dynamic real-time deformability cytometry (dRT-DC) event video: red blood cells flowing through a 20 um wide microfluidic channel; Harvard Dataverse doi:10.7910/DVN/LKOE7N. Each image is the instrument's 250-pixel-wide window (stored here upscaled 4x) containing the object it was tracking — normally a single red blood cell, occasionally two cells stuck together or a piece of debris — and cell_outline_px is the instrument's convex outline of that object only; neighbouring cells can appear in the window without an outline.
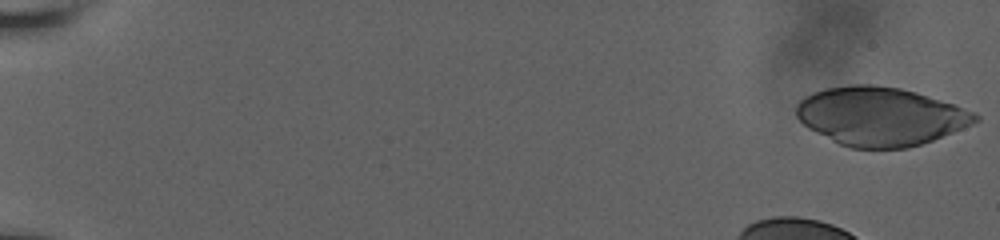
{"species": "human", "species_latin": "Homo sapiens", "temperature_condition": "room temperature", "stored_images_in_passage": 44, "camera_frame_rate_fps": 3000, "um_per_image_px": 0.085, "donor": {"sex": "male"}, "frame": {"image": 1, "passage_image": 1, "time_ms": 0.0, "image_size_px": [1000, 240], "cell_outline_px": [[980, 120], [964, 128], [932, 140], [908, 148], [848, 148], [808, 128], [796, 116], [796, 104], [800, 100], [812, 92], [824, 88], [848, 84], [872, 84], [900, 88], [916, 92], [976, 112], [980, 116]], "centroid_in_image_um": [74.82, 9.88], "position_along_channel_um": 10.2, "area_um2": 61.04}}
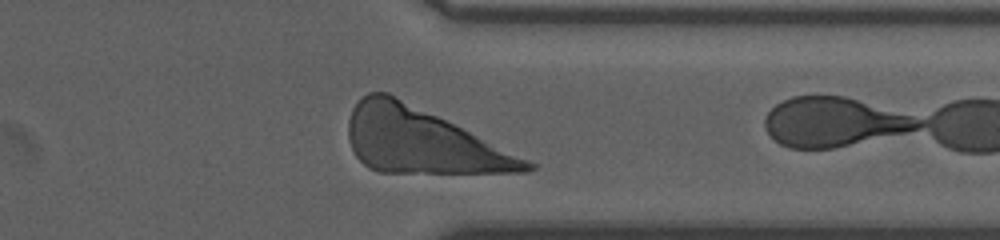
{"frame": {"image": 2, "passage_image": 43, "time_ms": 14.0, "image_size_px": [1000, 240], "cell_outline_px": [[536, 168], [524, 172], [376, 172], [368, 168], [356, 156], [352, 148], [348, 136], [348, 120], [352, 108], [368, 92], [388, 92], [528, 160], [536, 164]], "centroid_in_image_um": [35.79, 11.98], "position_along_channel_um": 375.6, "area_um2": 66.07}}